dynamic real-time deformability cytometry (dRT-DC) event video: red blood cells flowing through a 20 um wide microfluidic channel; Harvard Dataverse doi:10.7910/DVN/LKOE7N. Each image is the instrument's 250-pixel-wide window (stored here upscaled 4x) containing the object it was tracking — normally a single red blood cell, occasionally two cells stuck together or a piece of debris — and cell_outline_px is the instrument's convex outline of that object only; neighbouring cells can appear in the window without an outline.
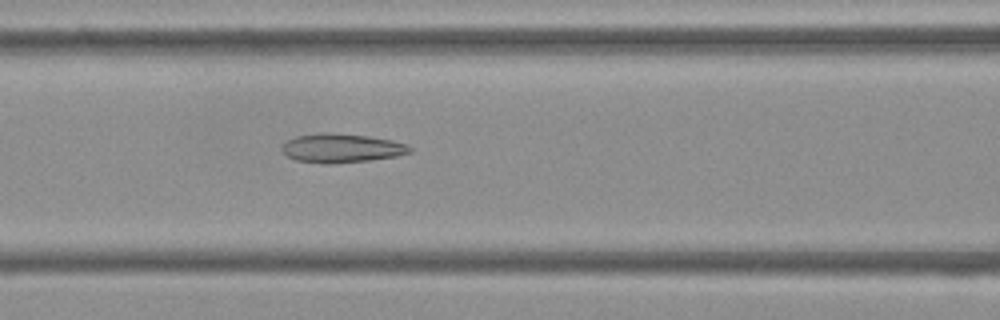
{"species": "Egyptian fruit bat (a non-hibernating species)", "species_latin": "Rousettus aegyptiacus", "temperature_condition": "cold", "stored_images_in_passage": 44, "camera_frame_rate_fps": 3000, "um_per_image_px": 0.085, "frame": {"image": 1, "passage_image": 13, "time_ms": 4.0, "image_size_px": [1000, 320], "cell_outline_px": [[412, 152], [396, 156], [368, 160], [332, 164], [324, 164], [296, 160], [288, 156], [280, 148], [288, 140], [296, 136], [320, 132], [332, 132], [368, 136], [392, 140], [408, 144], [412, 148]], "centroid_in_image_um": [29.04, 12.58], "position_along_channel_um": 137.6, "area_um2": 21.68}}
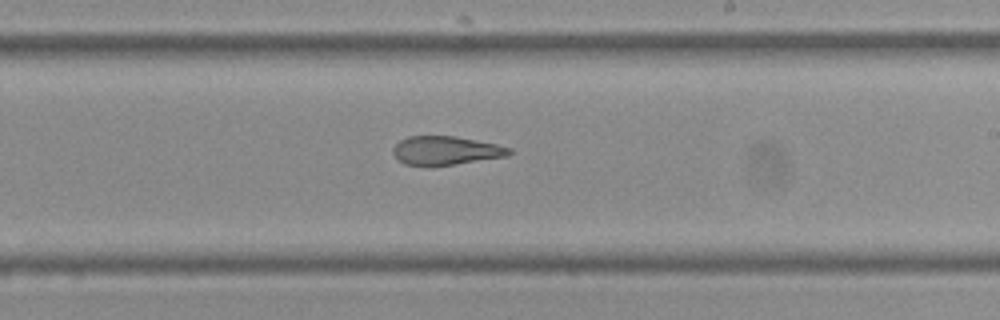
{"frame": {"image": 2, "passage_image": 22, "time_ms": 7.0, "image_size_px": [1000, 320], "cell_outline_px": [[512, 152], [508, 156], [432, 168], [428, 168], [404, 164], [396, 160], [392, 152], [392, 148], [400, 140], [408, 136], [456, 136], [496, 144], [512, 148]], "centroid_in_image_um": [37.84, 12.83], "position_along_channel_um": 251.2, "area_um2": 20.11}}
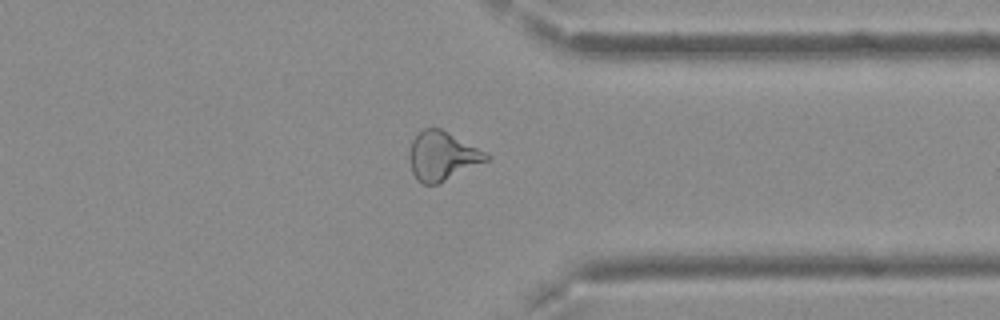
{"frame": {"image": 3, "passage_image": 32, "time_ms": 10.333, "image_size_px": [1000, 320], "cell_outline_px": [[492, 156], [488, 160], [436, 184], [420, 184], [416, 180], [412, 172], [408, 160], [408, 152], [412, 140], [424, 128], [440, 128], [448, 132]], "centroid_in_image_um": [37.53, 13.26], "position_along_channel_um": 373.9, "area_um2": 21.68}, "authors_computed_cell_mechanics": {"area_um2": 21.8773, "velocity_mm_per_s": 3.7837, "shape_relaxation_time_tau1_ms": null, "shape_relaxation_time_tau2_ms": 3.8889, "deformation_change_tau1": null, "deformation_change_tau2": 0.1369}}